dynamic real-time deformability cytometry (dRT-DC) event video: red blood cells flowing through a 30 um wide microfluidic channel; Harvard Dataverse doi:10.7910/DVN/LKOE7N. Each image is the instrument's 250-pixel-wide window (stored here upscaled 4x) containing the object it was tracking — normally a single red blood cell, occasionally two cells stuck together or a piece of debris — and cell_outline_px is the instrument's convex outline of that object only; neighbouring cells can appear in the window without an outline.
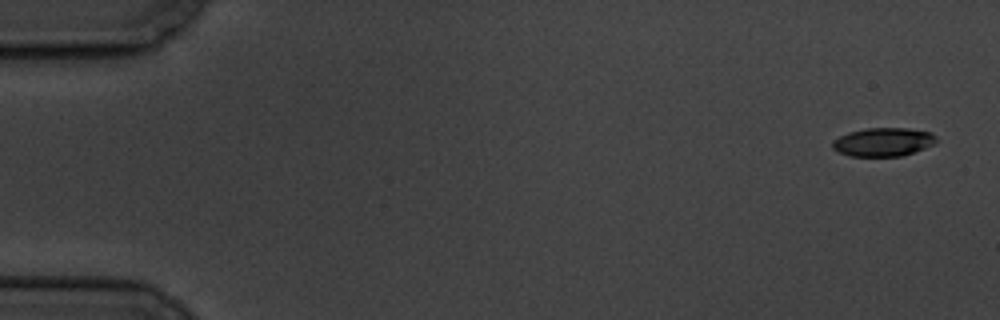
{"species": "common noctule bat (a hibernating species)", "species_latin": "Nyctalus noctula", "temperature_condition": "cold", "stored_images_in_passage": 7, "camera_frame_rate_fps": 3000, "um_per_image_px": 0.085, "animal": {"sex": "male", "body_mass_g": 19.5, "forearm_length_mm": 54.6}, "frame": {"image": 1, "passage_image": 1, "time_ms": 0.0, "image_size_px": [1000, 320], "cell_outline_px": [[936, 144], [900, 156], [848, 156], [832, 148], [832, 140], [848, 132], [864, 128], [908, 128], [932, 132], [936, 136]], "centroid_in_image_um": [75.07, 12.06], "position_along_channel_um": 9.9, "area_um2": 17.34}}
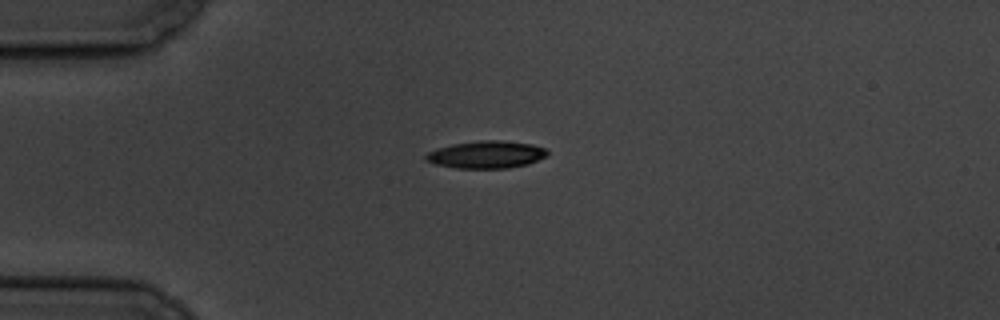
{"frame": {"image": 2, "passage_image": 5, "time_ms": 4.333, "image_size_px": [1000, 320], "cell_outline_px": [[548, 152], [544, 156], [528, 164], [508, 168], [456, 168], [436, 164], [424, 160], [424, 156], [428, 152], [436, 148], [452, 144], [476, 140], [504, 140], [532, 144], [544, 148]], "centroid_in_image_um": [41.29, 13.13], "position_along_channel_um": 43.7, "area_um2": 19.42}}
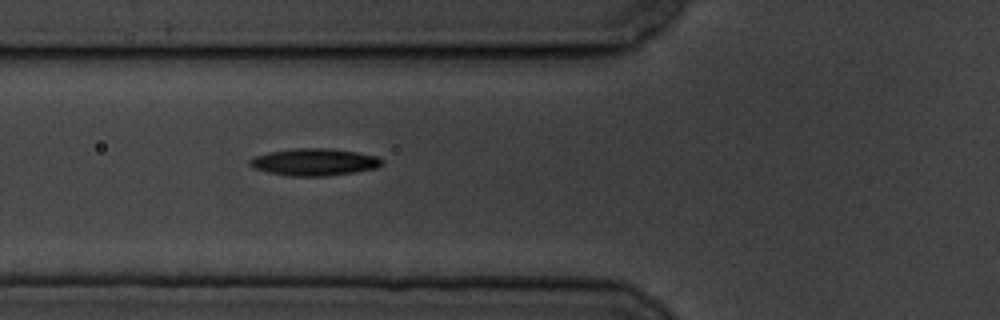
{"frame": {"image": 3, "passage_image": 7, "time_ms": 6.667, "image_size_px": [1000, 320], "cell_outline_px": [[384, 164], [376, 168], [352, 172], [324, 176], [288, 176], [268, 172], [252, 168], [248, 164], [248, 160], [256, 156], [268, 152], [292, 148], [328, 148], [356, 152], [380, 156], [384, 160]], "centroid_in_image_um": [26.71, 13.77], "position_along_channel_um": 99.1, "area_um2": 21.04}}